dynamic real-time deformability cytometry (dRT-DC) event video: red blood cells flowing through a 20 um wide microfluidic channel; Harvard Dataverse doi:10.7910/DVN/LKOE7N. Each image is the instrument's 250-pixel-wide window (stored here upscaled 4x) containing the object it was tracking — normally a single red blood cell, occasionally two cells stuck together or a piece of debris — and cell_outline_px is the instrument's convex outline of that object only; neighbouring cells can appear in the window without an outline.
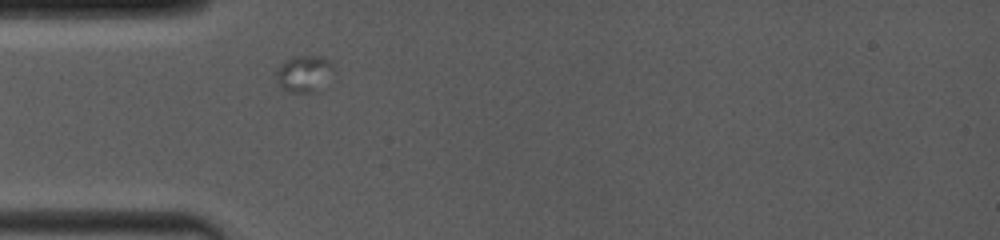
{"species": "common noctule bat (a hibernating species)", "species_latin": "Nyctalus noctula", "temperature_condition": "room temperature", "stored_images_in_passage": 5, "camera_frame_rate_fps": 4000, "um_per_image_px": 0.085, "animal": {"sex": "female", "body_mass_g": 19.0, "forearm_length_mm": 53.3}, "frame": {"image": 1, "passage_image": 1, "time_ms": 0.0, "image_size_px": [1000, 240], "cell_outline_px": [[332, 68], [312, 92], [292, 92], [284, 88], [280, 84], [276, 72], [284, 60], [296, 56], [320, 56], [328, 60], [332, 64]], "centroid_in_image_um": [25.76, 6.2], "position_along_channel_um": 59.2, "area_um2": 11.1}}
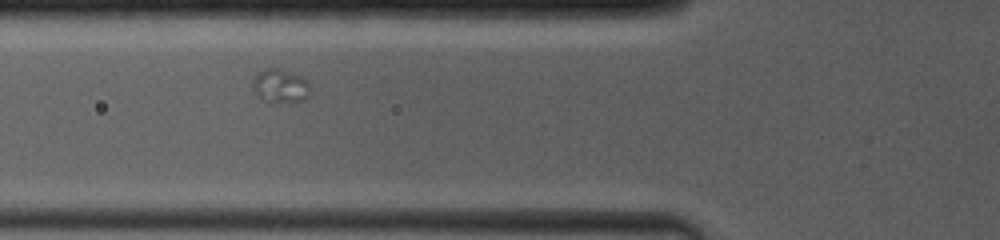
{"frame": {"image": 2, "passage_image": 3, "time_ms": 1.25, "image_size_px": [1000, 240], "cell_outline_px": [[308, 96], [304, 100], [276, 104], [268, 104], [252, 88], [252, 80], [264, 68], [276, 68], [300, 76], [308, 80]], "centroid_in_image_um": [23.8, 7.34], "position_along_channel_um": 102.0, "area_um2": 11.27}}